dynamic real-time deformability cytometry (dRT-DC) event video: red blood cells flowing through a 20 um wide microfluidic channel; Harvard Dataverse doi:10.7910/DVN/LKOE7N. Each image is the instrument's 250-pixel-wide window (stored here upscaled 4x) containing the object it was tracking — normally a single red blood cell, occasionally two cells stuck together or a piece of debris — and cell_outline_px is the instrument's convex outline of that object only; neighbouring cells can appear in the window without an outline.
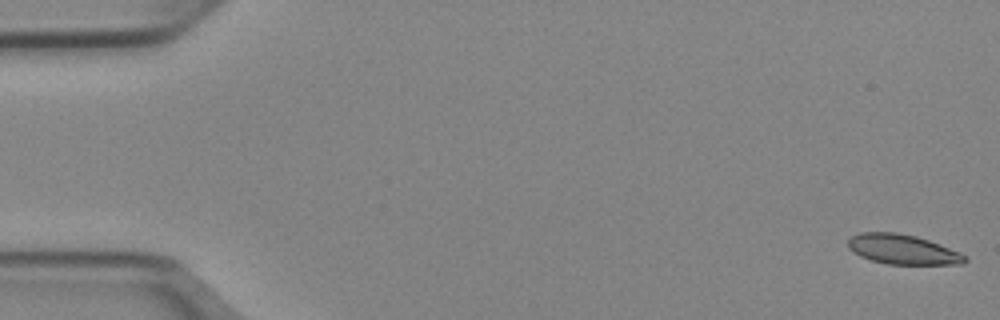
{"species": "Egyptian fruit bat (a non-hibernating species)", "species_latin": "Rousettus aegyptiacus", "temperature_condition": "cold", "stored_images_in_passage": 38, "camera_frame_rate_fps": 3000, "um_per_image_px": 0.085, "animal": {"sex": "female"}, "frame": {"image": 1, "passage_image": 1, "time_ms": 0.0, "image_size_px": [1000, 320], "cell_outline_px": [[968, 260], [964, 264], [888, 264], [872, 260], [860, 256], [852, 252], [848, 248], [848, 240], [852, 236], [860, 232], [896, 232], [916, 236], [928, 240], [960, 252], [968, 256]], "centroid_in_image_um": [76.73, 21.2], "position_along_channel_um": 8.3, "area_um2": 20.35}}
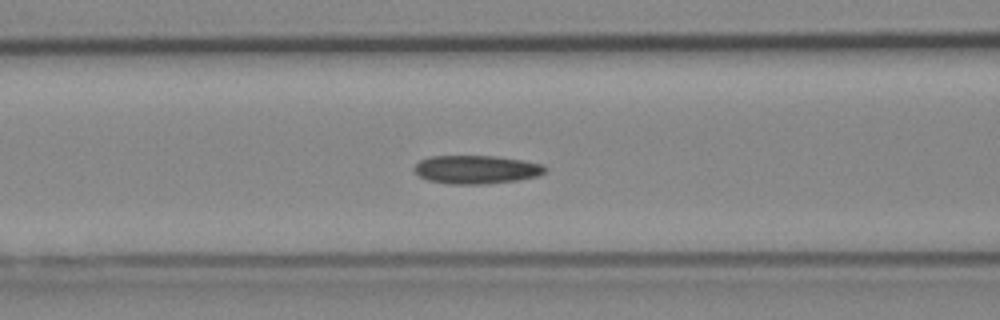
{"frame": {"image": 2, "passage_image": 21, "time_ms": 6.667, "image_size_px": [1000, 320], "cell_outline_px": [[548, 168], [540, 176], [520, 180], [488, 184], [448, 184], [428, 180], [420, 176], [412, 168], [420, 160], [428, 156], [496, 156], [544, 164]], "centroid_in_image_um": [40.51, 14.41], "position_along_channel_um": 126.1, "area_um2": 21.91}}
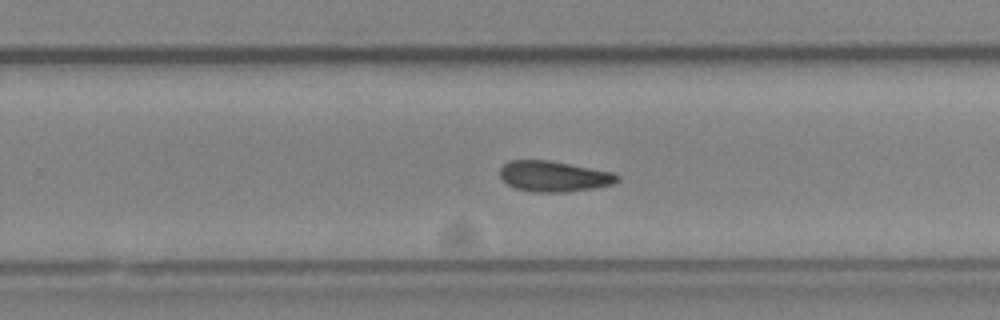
{"frame": {"image": 3, "passage_image": 33, "time_ms": 10.667, "image_size_px": [1000, 320], "cell_outline_px": [[620, 180], [612, 184], [592, 188], [568, 192], [532, 192], [516, 188], [508, 184], [500, 176], [500, 168], [508, 160], [548, 160], [612, 172], [620, 176]], "centroid_in_image_um": [47.07, 14.99], "position_along_channel_um": 282.7, "area_um2": 20.87}}